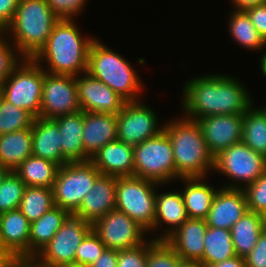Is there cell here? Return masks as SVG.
I'll use <instances>...</instances> for the list:
<instances>
[{
    "mask_svg": "<svg viewBox=\"0 0 266 267\" xmlns=\"http://www.w3.org/2000/svg\"><path fill=\"white\" fill-rule=\"evenodd\" d=\"M227 74H202L185 81L182 87L183 117L196 121L202 117L244 114L255 102L247 87Z\"/></svg>",
    "mask_w": 266,
    "mask_h": 267,
    "instance_id": "1",
    "label": "cell"
},
{
    "mask_svg": "<svg viewBox=\"0 0 266 267\" xmlns=\"http://www.w3.org/2000/svg\"><path fill=\"white\" fill-rule=\"evenodd\" d=\"M79 30L74 19L58 20L32 59L50 74L78 76L87 72L89 49L96 37L83 36ZM45 62L47 66H43Z\"/></svg>",
    "mask_w": 266,
    "mask_h": 267,
    "instance_id": "2",
    "label": "cell"
},
{
    "mask_svg": "<svg viewBox=\"0 0 266 267\" xmlns=\"http://www.w3.org/2000/svg\"><path fill=\"white\" fill-rule=\"evenodd\" d=\"M174 118L164 123L163 130L171 140L177 182L179 178L207 177L213 173L214 157L207 149L200 125L183 116Z\"/></svg>",
    "mask_w": 266,
    "mask_h": 267,
    "instance_id": "3",
    "label": "cell"
},
{
    "mask_svg": "<svg viewBox=\"0 0 266 267\" xmlns=\"http://www.w3.org/2000/svg\"><path fill=\"white\" fill-rule=\"evenodd\" d=\"M58 20L47 0H20L3 33L24 58L32 59L46 44Z\"/></svg>",
    "mask_w": 266,
    "mask_h": 267,
    "instance_id": "4",
    "label": "cell"
},
{
    "mask_svg": "<svg viewBox=\"0 0 266 267\" xmlns=\"http://www.w3.org/2000/svg\"><path fill=\"white\" fill-rule=\"evenodd\" d=\"M87 73L108 85L127 102L142 100L144 83L135 67L98 38L89 49Z\"/></svg>",
    "mask_w": 266,
    "mask_h": 267,
    "instance_id": "5",
    "label": "cell"
},
{
    "mask_svg": "<svg viewBox=\"0 0 266 267\" xmlns=\"http://www.w3.org/2000/svg\"><path fill=\"white\" fill-rule=\"evenodd\" d=\"M159 183L136 176L117 177L116 209L154 234L155 197Z\"/></svg>",
    "mask_w": 266,
    "mask_h": 267,
    "instance_id": "6",
    "label": "cell"
},
{
    "mask_svg": "<svg viewBox=\"0 0 266 267\" xmlns=\"http://www.w3.org/2000/svg\"><path fill=\"white\" fill-rule=\"evenodd\" d=\"M133 156L134 176L166 186L177 181L171 140L164 130L133 146Z\"/></svg>",
    "mask_w": 266,
    "mask_h": 267,
    "instance_id": "7",
    "label": "cell"
},
{
    "mask_svg": "<svg viewBox=\"0 0 266 267\" xmlns=\"http://www.w3.org/2000/svg\"><path fill=\"white\" fill-rule=\"evenodd\" d=\"M44 70L33 59L24 58L2 84L0 95L9 103L40 117Z\"/></svg>",
    "mask_w": 266,
    "mask_h": 267,
    "instance_id": "8",
    "label": "cell"
},
{
    "mask_svg": "<svg viewBox=\"0 0 266 267\" xmlns=\"http://www.w3.org/2000/svg\"><path fill=\"white\" fill-rule=\"evenodd\" d=\"M266 171V157L253 151L244 142L231 145L214 157L213 172L230 182L221 187L243 189ZM232 181V182H231Z\"/></svg>",
    "mask_w": 266,
    "mask_h": 267,
    "instance_id": "9",
    "label": "cell"
},
{
    "mask_svg": "<svg viewBox=\"0 0 266 267\" xmlns=\"http://www.w3.org/2000/svg\"><path fill=\"white\" fill-rule=\"evenodd\" d=\"M100 175L91 160L60 166L52 187L54 205L75 212Z\"/></svg>",
    "mask_w": 266,
    "mask_h": 267,
    "instance_id": "10",
    "label": "cell"
},
{
    "mask_svg": "<svg viewBox=\"0 0 266 267\" xmlns=\"http://www.w3.org/2000/svg\"><path fill=\"white\" fill-rule=\"evenodd\" d=\"M91 230L92 223L81 214L67 212L61 228L33 260L42 267L75 263L76 250Z\"/></svg>",
    "mask_w": 266,
    "mask_h": 267,
    "instance_id": "11",
    "label": "cell"
},
{
    "mask_svg": "<svg viewBox=\"0 0 266 267\" xmlns=\"http://www.w3.org/2000/svg\"><path fill=\"white\" fill-rule=\"evenodd\" d=\"M140 101L127 102L117 117V140L135 146L157 136L164 124L159 125L157 113Z\"/></svg>",
    "mask_w": 266,
    "mask_h": 267,
    "instance_id": "12",
    "label": "cell"
},
{
    "mask_svg": "<svg viewBox=\"0 0 266 267\" xmlns=\"http://www.w3.org/2000/svg\"><path fill=\"white\" fill-rule=\"evenodd\" d=\"M78 111L76 76L44 71L40 118L53 120Z\"/></svg>",
    "mask_w": 266,
    "mask_h": 267,
    "instance_id": "13",
    "label": "cell"
},
{
    "mask_svg": "<svg viewBox=\"0 0 266 267\" xmlns=\"http://www.w3.org/2000/svg\"><path fill=\"white\" fill-rule=\"evenodd\" d=\"M92 230L106 248L123 250L144 243L148 232L124 212H108L92 223Z\"/></svg>",
    "mask_w": 266,
    "mask_h": 267,
    "instance_id": "14",
    "label": "cell"
},
{
    "mask_svg": "<svg viewBox=\"0 0 266 267\" xmlns=\"http://www.w3.org/2000/svg\"><path fill=\"white\" fill-rule=\"evenodd\" d=\"M81 111L117 115L127 103L108 85L85 72L76 76Z\"/></svg>",
    "mask_w": 266,
    "mask_h": 267,
    "instance_id": "15",
    "label": "cell"
},
{
    "mask_svg": "<svg viewBox=\"0 0 266 267\" xmlns=\"http://www.w3.org/2000/svg\"><path fill=\"white\" fill-rule=\"evenodd\" d=\"M213 157L242 140L243 114H223L196 120Z\"/></svg>",
    "mask_w": 266,
    "mask_h": 267,
    "instance_id": "16",
    "label": "cell"
},
{
    "mask_svg": "<svg viewBox=\"0 0 266 267\" xmlns=\"http://www.w3.org/2000/svg\"><path fill=\"white\" fill-rule=\"evenodd\" d=\"M161 185L164 187V184L158 185L155 197L154 230L161 231L165 224L167 229L164 228L154 240H166L189 218L180 189L161 193L158 192L159 186L162 188Z\"/></svg>",
    "mask_w": 266,
    "mask_h": 267,
    "instance_id": "17",
    "label": "cell"
},
{
    "mask_svg": "<svg viewBox=\"0 0 266 267\" xmlns=\"http://www.w3.org/2000/svg\"><path fill=\"white\" fill-rule=\"evenodd\" d=\"M205 219L208 227L230 230L248 211L243 189L219 187Z\"/></svg>",
    "mask_w": 266,
    "mask_h": 267,
    "instance_id": "18",
    "label": "cell"
},
{
    "mask_svg": "<svg viewBox=\"0 0 266 267\" xmlns=\"http://www.w3.org/2000/svg\"><path fill=\"white\" fill-rule=\"evenodd\" d=\"M207 228L205 219L188 218L165 241L182 260L195 261L203 267L204 238Z\"/></svg>",
    "mask_w": 266,
    "mask_h": 267,
    "instance_id": "19",
    "label": "cell"
},
{
    "mask_svg": "<svg viewBox=\"0 0 266 267\" xmlns=\"http://www.w3.org/2000/svg\"><path fill=\"white\" fill-rule=\"evenodd\" d=\"M117 177L100 175L88 195L83 198L75 211L91 223L108 212L116 209Z\"/></svg>",
    "mask_w": 266,
    "mask_h": 267,
    "instance_id": "20",
    "label": "cell"
},
{
    "mask_svg": "<svg viewBox=\"0 0 266 267\" xmlns=\"http://www.w3.org/2000/svg\"><path fill=\"white\" fill-rule=\"evenodd\" d=\"M30 226L19 208L0 214L2 243L16 259H29Z\"/></svg>",
    "mask_w": 266,
    "mask_h": 267,
    "instance_id": "21",
    "label": "cell"
},
{
    "mask_svg": "<svg viewBox=\"0 0 266 267\" xmlns=\"http://www.w3.org/2000/svg\"><path fill=\"white\" fill-rule=\"evenodd\" d=\"M101 175L134 176L133 146L115 140L107 143L91 157Z\"/></svg>",
    "mask_w": 266,
    "mask_h": 267,
    "instance_id": "22",
    "label": "cell"
},
{
    "mask_svg": "<svg viewBox=\"0 0 266 267\" xmlns=\"http://www.w3.org/2000/svg\"><path fill=\"white\" fill-rule=\"evenodd\" d=\"M117 140V117L114 114L84 111L82 142L91 158L107 143Z\"/></svg>",
    "mask_w": 266,
    "mask_h": 267,
    "instance_id": "23",
    "label": "cell"
},
{
    "mask_svg": "<svg viewBox=\"0 0 266 267\" xmlns=\"http://www.w3.org/2000/svg\"><path fill=\"white\" fill-rule=\"evenodd\" d=\"M60 136L58 125L53 120L35 118L32 125V155L59 166L68 163L62 155Z\"/></svg>",
    "mask_w": 266,
    "mask_h": 267,
    "instance_id": "24",
    "label": "cell"
},
{
    "mask_svg": "<svg viewBox=\"0 0 266 267\" xmlns=\"http://www.w3.org/2000/svg\"><path fill=\"white\" fill-rule=\"evenodd\" d=\"M53 121L58 125L61 136V150L68 162L87 161L91 158L85 153L82 142L84 111L60 116Z\"/></svg>",
    "mask_w": 266,
    "mask_h": 267,
    "instance_id": "25",
    "label": "cell"
},
{
    "mask_svg": "<svg viewBox=\"0 0 266 267\" xmlns=\"http://www.w3.org/2000/svg\"><path fill=\"white\" fill-rule=\"evenodd\" d=\"M184 185L180 189L189 218L206 219L219 188L209 185L207 177L179 178ZM207 182V183H206Z\"/></svg>",
    "mask_w": 266,
    "mask_h": 267,
    "instance_id": "26",
    "label": "cell"
},
{
    "mask_svg": "<svg viewBox=\"0 0 266 267\" xmlns=\"http://www.w3.org/2000/svg\"><path fill=\"white\" fill-rule=\"evenodd\" d=\"M32 155V127L0 135V164L14 171Z\"/></svg>",
    "mask_w": 266,
    "mask_h": 267,
    "instance_id": "27",
    "label": "cell"
},
{
    "mask_svg": "<svg viewBox=\"0 0 266 267\" xmlns=\"http://www.w3.org/2000/svg\"><path fill=\"white\" fill-rule=\"evenodd\" d=\"M68 211L58 206L52 207L39 219L31 223L29 237V259H33L53 238L63 225V218Z\"/></svg>",
    "mask_w": 266,
    "mask_h": 267,
    "instance_id": "28",
    "label": "cell"
},
{
    "mask_svg": "<svg viewBox=\"0 0 266 267\" xmlns=\"http://www.w3.org/2000/svg\"><path fill=\"white\" fill-rule=\"evenodd\" d=\"M263 231L262 215L247 211L230 229L235 254L248 255Z\"/></svg>",
    "mask_w": 266,
    "mask_h": 267,
    "instance_id": "29",
    "label": "cell"
},
{
    "mask_svg": "<svg viewBox=\"0 0 266 267\" xmlns=\"http://www.w3.org/2000/svg\"><path fill=\"white\" fill-rule=\"evenodd\" d=\"M59 167L50 160L30 155L14 172L26 186L52 188Z\"/></svg>",
    "mask_w": 266,
    "mask_h": 267,
    "instance_id": "30",
    "label": "cell"
},
{
    "mask_svg": "<svg viewBox=\"0 0 266 267\" xmlns=\"http://www.w3.org/2000/svg\"><path fill=\"white\" fill-rule=\"evenodd\" d=\"M229 14L228 30L232 40L249 51H263L266 42L253 26L250 17L245 11L232 10Z\"/></svg>",
    "mask_w": 266,
    "mask_h": 267,
    "instance_id": "31",
    "label": "cell"
},
{
    "mask_svg": "<svg viewBox=\"0 0 266 267\" xmlns=\"http://www.w3.org/2000/svg\"><path fill=\"white\" fill-rule=\"evenodd\" d=\"M252 105L243 114V133L244 142L253 151L266 157V107H255Z\"/></svg>",
    "mask_w": 266,
    "mask_h": 267,
    "instance_id": "32",
    "label": "cell"
},
{
    "mask_svg": "<svg viewBox=\"0 0 266 267\" xmlns=\"http://www.w3.org/2000/svg\"><path fill=\"white\" fill-rule=\"evenodd\" d=\"M230 230L208 227L204 238L203 267L234 257Z\"/></svg>",
    "mask_w": 266,
    "mask_h": 267,
    "instance_id": "33",
    "label": "cell"
},
{
    "mask_svg": "<svg viewBox=\"0 0 266 267\" xmlns=\"http://www.w3.org/2000/svg\"><path fill=\"white\" fill-rule=\"evenodd\" d=\"M54 206L52 188L26 186L19 209L32 223Z\"/></svg>",
    "mask_w": 266,
    "mask_h": 267,
    "instance_id": "34",
    "label": "cell"
},
{
    "mask_svg": "<svg viewBox=\"0 0 266 267\" xmlns=\"http://www.w3.org/2000/svg\"><path fill=\"white\" fill-rule=\"evenodd\" d=\"M35 117L0 95V135L31 128Z\"/></svg>",
    "mask_w": 266,
    "mask_h": 267,
    "instance_id": "35",
    "label": "cell"
},
{
    "mask_svg": "<svg viewBox=\"0 0 266 267\" xmlns=\"http://www.w3.org/2000/svg\"><path fill=\"white\" fill-rule=\"evenodd\" d=\"M26 185L14 171H9L0 184V214L18 209Z\"/></svg>",
    "mask_w": 266,
    "mask_h": 267,
    "instance_id": "36",
    "label": "cell"
},
{
    "mask_svg": "<svg viewBox=\"0 0 266 267\" xmlns=\"http://www.w3.org/2000/svg\"><path fill=\"white\" fill-rule=\"evenodd\" d=\"M180 259L165 240L148 239L146 267H175Z\"/></svg>",
    "mask_w": 266,
    "mask_h": 267,
    "instance_id": "37",
    "label": "cell"
},
{
    "mask_svg": "<svg viewBox=\"0 0 266 267\" xmlns=\"http://www.w3.org/2000/svg\"><path fill=\"white\" fill-rule=\"evenodd\" d=\"M23 59L9 38L0 33V91L2 84Z\"/></svg>",
    "mask_w": 266,
    "mask_h": 267,
    "instance_id": "38",
    "label": "cell"
},
{
    "mask_svg": "<svg viewBox=\"0 0 266 267\" xmlns=\"http://www.w3.org/2000/svg\"><path fill=\"white\" fill-rule=\"evenodd\" d=\"M106 246L99 236L91 230L81 242L75 253V263L88 267L104 252Z\"/></svg>",
    "mask_w": 266,
    "mask_h": 267,
    "instance_id": "39",
    "label": "cell"
},
{
    "mask_svg": "<svg viewBox=\"0 0 266 267\" xmlns=\"http://www.w3.org/2000/svg\"><path fill=\"white\" fill-rule=\"evenodd\" d=\"M248 210L263 214L266 212V171L253 183L243 188Z\"/></svg>",
    "mask_w": 266,
    "mask_h": 267,
    "instance_id": "40",
    "label": "cell"
},
{
    "mask_svg": "<svg viewBox=\"0 0 266 267\" xmlns=\"http://www.w3.org/2000/svg\"><path fill=\"white\" fill-rule=\"evenodd\" d=\"M148 239L139 246L118 250L117 267H146Z\"/></svg>",
    "mask_w": 266,
    "mask_h": 267,
    "instance_id": "41",
    "label": "cell"
},
{
    "mask_svg": "<svg viewBox=\"0 0 266 267\" xmlns=\"http://www.w3.org/2000/svg\"><path fill=\"white\" fill-rule=\"evenodd\" d=\"M50 9L59 20L74 19L80 16L88 0H47Z\"/></svg>",
    "mask_w": 266,
    "mask_h": 267,
    "instance_id": "42",
    "label": "cell"
},
{
    "mask_svg": "<svg viewBox=\"0 0 266 267\" xmlns=\"http://www.w3.org/2000/svg\"><path fill=\"white\" fill-rule=\"evenodd\" d=\"M244 258L246 267H266V231H262L255 247Z\"/></svg>",
    "mask_w": 266,
    "mask_h": 267,
    "instance_id": "43",
    "label": "cell"
},
{
    "mask_svg": "<svg viewBox=\"0 0 266 267\" xmlns=\"http://www.w3.org/2000/svg\"><path fill=\"white\" fill-rule=\"evenodd\" d=\"M260 36L266 42V3L245 10Z\"/></svg>",
    "mask_w": 266,
    "mask_h": 267,
    "instance_id": "44",
    "label": "cell"
},
{
    "mask_svg": "<svg viewBox=\"0 0 266 267\" xmlns=\"http://www.w3.org/2000/svg\"><path fill=\"white\" fill-rule=\"evenodd\" d=\"M20 0H0V33L10 25Z\"/></svg>",
    "mask_w": 266,
    "mask_h": 267,
    "instance_id": "45",
    "label": "cell"
},
{
    "mask_svg": "<svg viewBox=\"0 0 266 267\" xmlns=\"http://www.w3.org/2000/svg\"><path fill=\"white\" fill-rule=\"evenodd\" d=\"M118 250L106 248L99 258L88 267H117Z\"/></svg>",
    "mask_w": 266,
    "mask_h": 267,
    "instance_id": "46",
    "label": "cell"
},
{
    "mask_svg": "<svg viewBox=\"0 0 266 267\" xmlns=\"http://www.w3.org/2000/svg\"><path fill=\"white\" fill-rule=\"evenodd\" d=\"M204 267H246L245 258L235 255L232 258L226 259L222 262L206 264Z\"/></svg>",
    "mask_w": 266,
    "mask_h": 267,
    "instance_id": "47",
    "label": "cell"
},
{
    "mask_svg": "<svg viewBox=\"0 0 266 267\" xmlns=\"http://www.w3.org/2000/svg\"><path fill=\"white\" fill-rule=\"evenodd\" d=\"M230 2L235 6L233 10L245 11L250 7L266 3V0H231Z\"/></svg>",
    "mask_w": 266,
    "mask_h": 267,
    "instance_id": "48",
    "label": "cell"
},
{
    "mask_svg": "<svg viewBox=\"0 0 266 267\" xmlns=\"http://www.w3.org/2000/svg\"><path fill=\"white\" fill-rule=\"evenodd\" d=\"M15 260L16 258L6 249L0 237V267H7Z\"/></svg>",
    "mask_w": 266,
    "mask_h": 267,
    "instance_id": "49",
    "label": "cell"
},
{
    "mask_svg": "<svg viewBox=\"0 0 266 267\" xmlns=\"http://www.w3.org/2000/svg\"><path fill=\"white\" fill-rule=\"evenodd\" d=\"M7 267H42L38 265L33 259H16Z\"/></svg>",
    "mask_w": 266,
    "mask_h": 267,
    "instance_id": "50",
    "label": "cell"
},
{
    "mask_svg": "<svg viewBox=\"0 0 266 267\" xmlns=\"http://www.w3.org/2000/svg\"><path fill=\"white\" fill-rule=\"evenodd\" d=\"M175 267H201L198 262L180 259Z\"/></svg>",
    "mask_w": 266,
    "mask_h": 267,
    "instance_id": "51",
    "label": "cell"
},
{
    "mask_svg": "<svg viewBox=\"0 0 266 267\" xmlns=\"http://www.w3.org/2000/svg\"><path fill=\"white\" fill-rule=\"evenodd\" d=\"M264 53H262L263 55L260 58V71H262V74L264 77H266V50L262 51Z\"/></svg>",
    "mask_w": 266,
    "mask_h": 267,
    "instance_id": "52",
    "label": "cell"
},
{
    "mask_svg": "<svg viewBox=\"0 0 266 267\" xmlns=\"http://www.w3.org/2000/svg\"><path fill=\"white\" fill-rule=\"evenodd\" d=\"M8 172L9 170L6 167H4L2 164H0V184Z\"/></svg>",
    "mask_w": 266,
    "mask_h": 267,
    "instance_id": "53",
    "label": "cell"
},
{
    "mask_svg": "<svg viewBox=\"0 0 266 267\" xmlns=\"http://www.w3.org/2000/svg\"><path fill=\"white\" fill-rule=\"evenodd\" d=\"M54 267H85V266L77 263H68V264H59Z\"/></svg>",
    "mask_w": 266,
    "mask_h": 267,
    "instance_id": "54",
    "label": "cell"
},
{
    "mask_svg": "<svg viewBox=\"0 0 266 267\" xmlns=\"http://www.w3.org/2000/svg\"><path fill=\"white\" fill-rule=\"evenodd\" d=\"M263 230L266 231V212L262 214Z\"/></svg>",
    "mask_w": 266,
    "mask_h": 267,
    "instance_id": "55",
    "label": "cell"
}]
</instances>
